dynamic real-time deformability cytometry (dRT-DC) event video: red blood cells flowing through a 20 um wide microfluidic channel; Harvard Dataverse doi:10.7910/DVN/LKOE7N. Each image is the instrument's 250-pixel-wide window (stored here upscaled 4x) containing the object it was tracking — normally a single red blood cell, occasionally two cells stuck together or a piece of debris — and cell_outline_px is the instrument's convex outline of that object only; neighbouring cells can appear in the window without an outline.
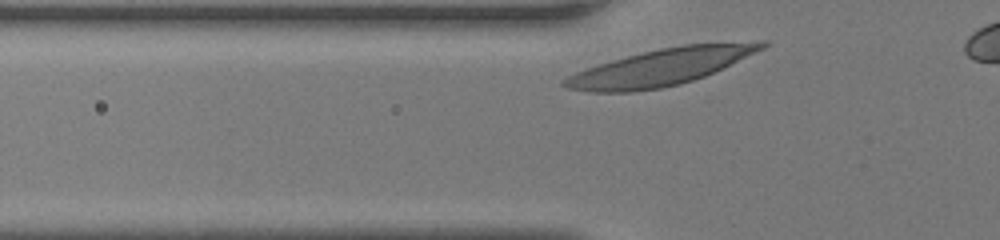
{"species": "human", "species_latin": "Homo sapiens", "temperature_condition": "room temperature", "stored_images_in_passage": 28, "camera_frame_rate_fps": 3000, "um_per_image_px": 0.085, "donor": {"sex": "female"}, "frame": {"image": 1, "passage_image": 2, "time_ms": 0.333, "image_size_px": [1000, 240], "cell_outline_px": [[768, 44], [764, 48], [704, 76], [680, 84], [660, 88], [632, 92], [588, 92], [568, 88], [560, 84], [560, 80], [576, 72], [612, 60], [660, 48], [684, 44], [764, 40], [768, 40]], "centroid_in_image_um": [56.17, 5.7], "position_along_channel_um": 69.6, "area_um2": 41.85}}
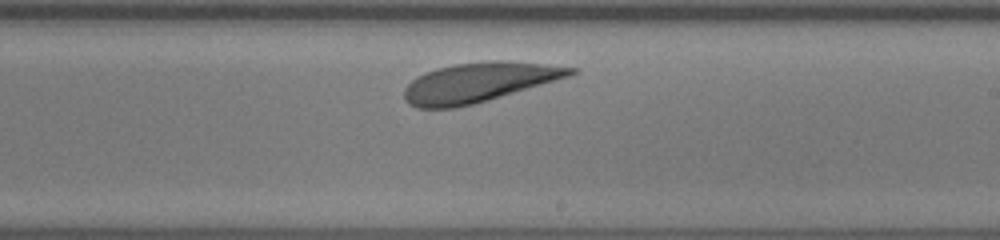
{"frame": {"image": 2, "passage_image": 17, "time_ms": 5.333, "image_size_px": [1000, 240], "cell_outline_px": [[576, 72], [568, 76], [488, 100], [456, 108], [416, 108], [408, 104], [404, 100], [404, 88], [412, 80], [436, 68], [456, 64], [488, 60], [504, 60], [576, 68]], "centroid_in_image_um": [40.62, 7.01], "position_along_channel_um": 248.4, "area_um2": 37.69}}
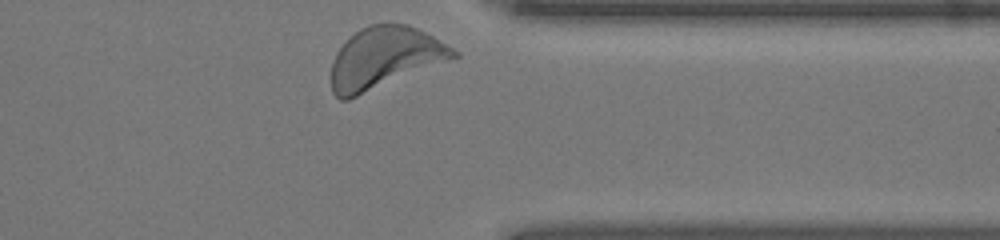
{"frame": {"image": 3, "passage_image": 28, "time_ms": 9.0, "image_size_px": [1000, 240], "cell_outline_px": [[460, 56], [348, 100], [340, 100], [332, 92], [332, 60], [336, 52], [360, 28], [368, 24], [408, 24], [432, 36], [460, 52]], "centroid_in_image_um": [32.69, 4.93], "position_along_channel_um": 378.7, "area_um2": 43.35}, "authors_computed_cell_mechanics": {"area_um2": 38.2925, "velocity_mm_per_s": 3.6148, "shape_relaxation_time_tau1_ms": 1.4408, "shape_relaxation_time_tau2_ms": 3.6274, "deformation_change_tau1": 0.0864, "deformation_change_tau2": 0.0953}}